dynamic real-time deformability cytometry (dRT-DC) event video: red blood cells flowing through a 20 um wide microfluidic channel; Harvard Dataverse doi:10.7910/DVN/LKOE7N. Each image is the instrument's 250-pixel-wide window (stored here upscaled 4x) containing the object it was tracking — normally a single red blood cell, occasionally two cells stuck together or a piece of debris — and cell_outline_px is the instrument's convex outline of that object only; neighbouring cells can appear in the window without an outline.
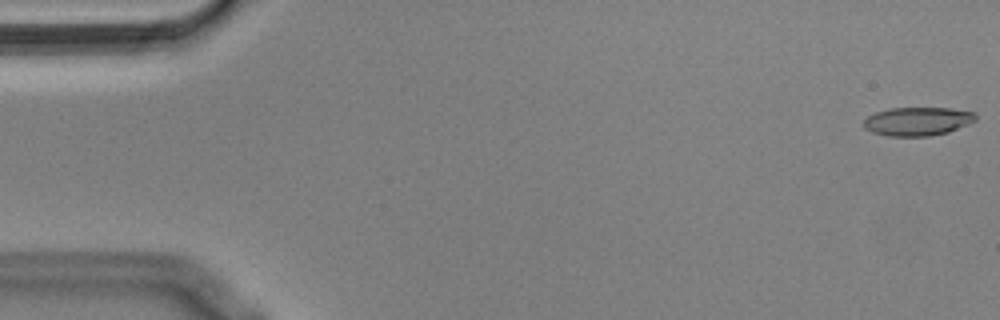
{"species": "Egyptian fruit bat (a non-hibernating species)", "species_latin": "Rousettus aegyptiacus", "temperature_condition": "cold", "stored_images_in_passage": 56, "segment_of_instrument_passage": [1, 2], "camera_frame_rate_fps": 3000, "um_per_image_px": 0.085, "animal": {"sex": "male"}, "frame": {"image": 1, "passage_image": 1, "time_ms": 0.0, "image_size_px": [1000, 320], "cell_outline_px": [[976, 120], [968, 124], [948, 132], [928, 136], [888, 136], [872, 132], [864, 128], [864, 120], [868, 116], [876, 112], [888, 108], [948, 108], [972, 112], [976, 116]], "centroid_in_image_um": [77.96, 10.31], "position_along_channel_um": 7.0, "area_um2": 18.5}}
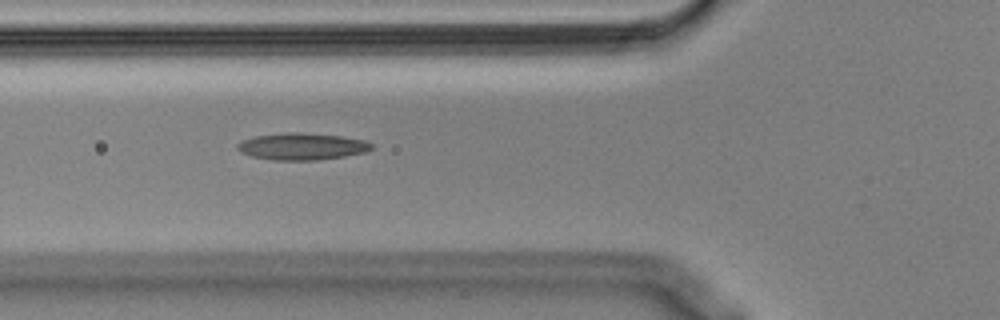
{"frame": {"image": 2, "passage_image": 20, "time_ms": 6.333, "image_size_px": [1000, 320], "cell_outline_px": [[372, 148], [364, 152], [344, 156], [316, 160], [276, 160], [252, 156], [240, 152], [236, 148], [236, 144], [244, 140], [256, 136], [288, 132], [300, 132], [340, 136], [364, 140], [372, 144]], "centroid_in_image_um": [25.64, 12.44], "position_along_channel_um": 100.2, "area_um2": 20.75}}
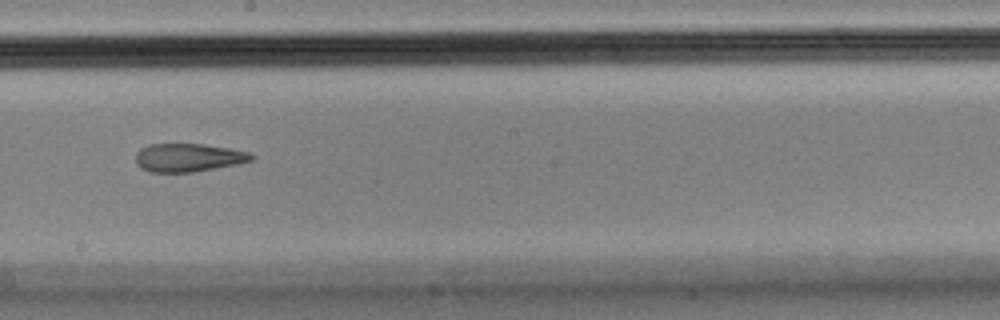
{"frame": {"image": 3, "passage_image": 31, "time_ms": 10.0, "image_size_px": [1000, 320], "cell_outline_px": [[256, 156], [252, 160], [236, 164], [192, 172], [152, 172], [140, 168], [136, 164], [136, 152], [140, 148], [148, 144], [204, 144], [228, 148], [248, 152]], "centroid_in_image_um": [15.97, 13.39], "position_along_channel_um": 232.2, "area_um2": 19.02}}